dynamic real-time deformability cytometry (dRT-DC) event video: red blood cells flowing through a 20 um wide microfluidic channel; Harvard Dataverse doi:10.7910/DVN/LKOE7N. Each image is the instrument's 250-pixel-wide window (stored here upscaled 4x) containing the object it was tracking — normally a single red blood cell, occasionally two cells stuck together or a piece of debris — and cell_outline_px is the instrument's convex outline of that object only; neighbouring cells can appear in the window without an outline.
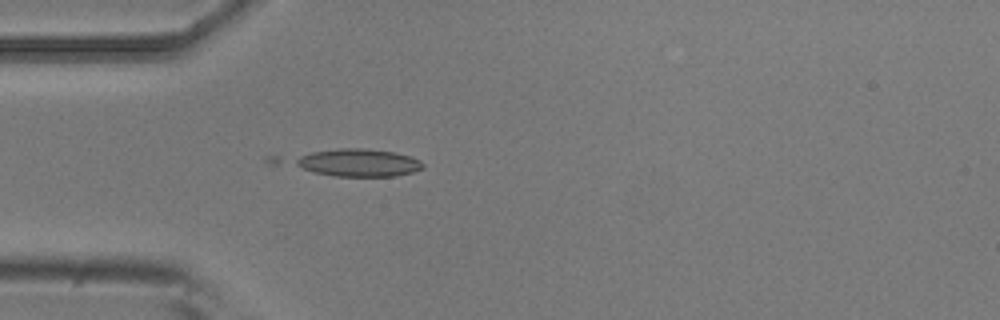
{"species": "common noctule bat (a hibernating species)", "species_latin": "Nyctalus noctula", "temperature_condition": "room temperature", "stored_images_in_passage": 4, "camera_frame_rate_fps": 3000, "um_per_image_px": 0.085, "animal": {"sex": "male", "body_mass_g": 20.5, "forearm_length_mm": 52.5}, "frame": {"image": 1, "passage_image": 4, "time_ms": 1.0, "image_size_px": [1000, 320], "cell_outline_px": [[424, 168], [412, 172], [396, 176], [336, 176], [312, 172], [268, 164], [264, 160], [268, 156], [340, 148], [364, 148], [392, 152], [408, 156], [420, 160], [424, 164]], "centroid_in_image_um": [29.66, 13.8], "position_along_channel_um": 55.3, "area_um2": 23.58}}